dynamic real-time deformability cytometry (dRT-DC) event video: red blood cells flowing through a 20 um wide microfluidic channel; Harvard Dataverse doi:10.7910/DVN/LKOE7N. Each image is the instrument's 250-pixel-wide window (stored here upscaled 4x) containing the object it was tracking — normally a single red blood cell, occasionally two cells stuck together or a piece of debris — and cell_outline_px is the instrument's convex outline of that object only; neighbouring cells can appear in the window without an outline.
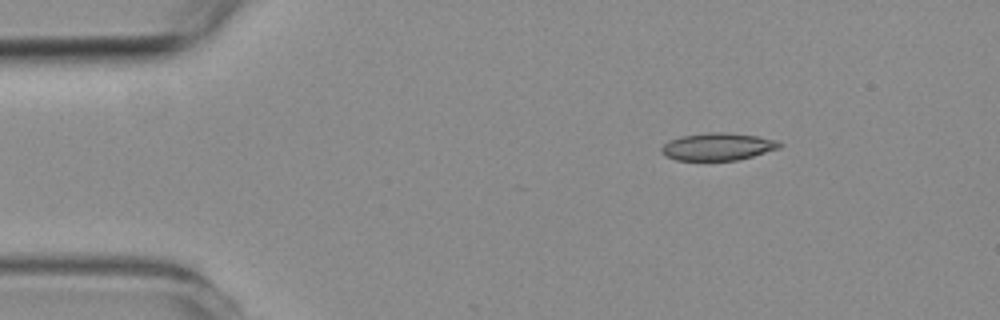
{"species": "common noctule bat (a hibernating species)", "species_latin": "Nyctalus noctula", "temperature_condition": "room temperature", "stored_images_in_passage": 3, "camera_frame_rate_fps": 3000, "um_per_image_px": 0.085, "animal": {"sex": "female", "body_mass_g": 19.3, "forearm_length_mm": 54.1}, "frame": {"image": 1, "passage_image": 1, "time_ms": 0.0, "image_size_px": [1000, 320], "cell_outline_px": [[784, 144], [780, 148], [752, 156], [736, 160], [676, 160], [664, 156], [660, 152], [660, 148], [668, 140], [680, 136], [708, 132], [724, 132], [756, 136], [776, 140]], "centroid_in_image_um": [60.97, 12.46], "position_along_channel_um": 24.0, "area_um2": 18.96}}